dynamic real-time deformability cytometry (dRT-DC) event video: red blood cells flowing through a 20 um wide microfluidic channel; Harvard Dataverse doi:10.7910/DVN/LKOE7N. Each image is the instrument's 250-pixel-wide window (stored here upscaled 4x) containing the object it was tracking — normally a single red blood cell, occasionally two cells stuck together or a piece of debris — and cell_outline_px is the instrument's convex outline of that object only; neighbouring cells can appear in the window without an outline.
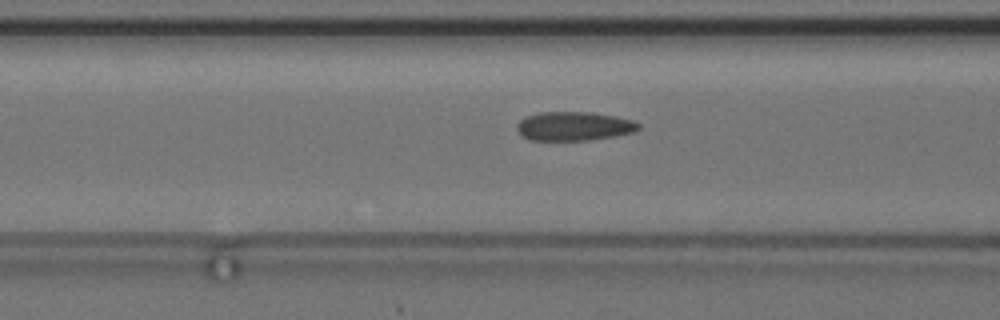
{"species": "common noctule bat (a hibernating species)", "species_latin": "Nyctalus noctula", "temperature_condition": "cold", "stored_images_in_passage": 30, "camera_frame_rate_fps": 3000, "um_per_image_px": 0.085, "animal": {"sex": "female", "body_mass_g": 24.6, "forearm_length_mm": 56.2}, "frame": {"image": 1, "passage_image": 5, "time_ms": 1.333, "image_size_px": [1000, 320], "cell_outline_px": [[640, 128], [636, 132], [616, 136], [588, 140], [528, 140], [516, 128], [516, 124], [524, 116], [540, 112], [592, 112], [616, 116], [632, 120], [640, 124]], "centroid_in_image_um": [48.8, 10.72], "position_along_channel_um": 117.8, "area_um2": 20.69}, "authors_computed_cell_mechanics": {"area_um2": 20.4901, "velocity_mm_per_s": 3.6924, "shape_relaxation_time_tau1_ms": null, "shape_relaxation_time_tau2_ms": 1.5659, "deformation_change_tau1": null, "deformation_change_tau2": 0.0785}}